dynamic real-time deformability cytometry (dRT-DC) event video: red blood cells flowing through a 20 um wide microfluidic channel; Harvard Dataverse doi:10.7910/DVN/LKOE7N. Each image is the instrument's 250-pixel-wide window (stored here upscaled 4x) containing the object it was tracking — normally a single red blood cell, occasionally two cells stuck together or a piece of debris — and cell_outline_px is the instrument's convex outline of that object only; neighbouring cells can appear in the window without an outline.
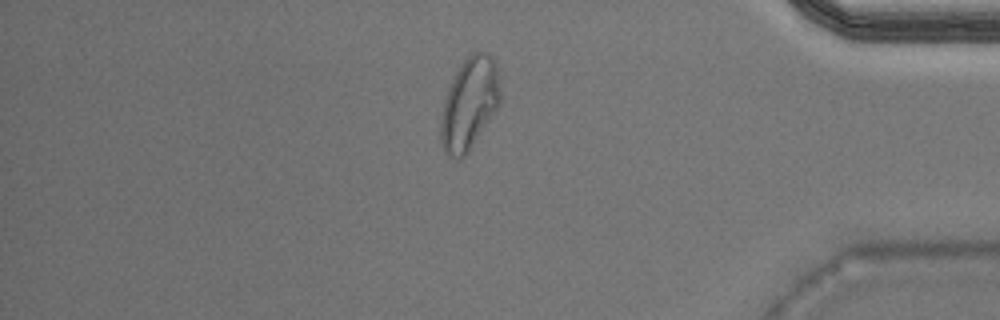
{"species": "Egyptian fruit bat (a non-hibernating species)", "species_latin": "Rousettus aegyptiacus", "temperature_condition": "warm", "stored_images_in_passage": 41, "segment_of_instrument_passage": [1, 2], "camera_frame_rate_fps": 3000, "um_per_image_px": 0.085, "animal": {"sex": "male"}, "frame": {"image": 1, "passage_image": 35, "time_ms": 11.333, "image_size_px": [1000, 320], "cell_outline_px": [[500, 100], [496, 108], [468, 152], [460, 160], [456, 160], [444, 152], [440, 140], [440, 120], [444, 100], [448, 88], [456, 72], [464, 60], [472, 52], [488, 52], [496, 60], [500, 92]], "centroid_in_image_um": [39.87, 8.81], "position_along_channel_um": 395.3, "area_um2": 31.67}}